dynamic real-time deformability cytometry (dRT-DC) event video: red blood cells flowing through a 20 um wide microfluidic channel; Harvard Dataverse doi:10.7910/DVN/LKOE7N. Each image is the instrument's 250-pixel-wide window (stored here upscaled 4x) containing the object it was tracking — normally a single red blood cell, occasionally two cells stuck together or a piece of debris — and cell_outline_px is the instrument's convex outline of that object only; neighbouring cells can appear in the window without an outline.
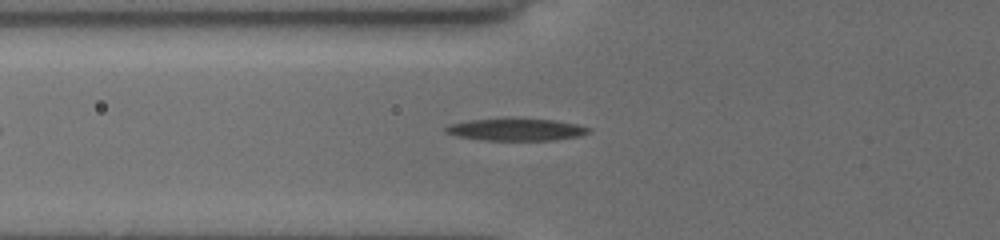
{"species": "common noctule bat (a hibernating species)", "species_latin": "Nyctalus noctula", "temperature_condition": "cold", "stored_images_in_passage": 39, "camera_frame_rate_fps": 3000, "um_per_image_px": 0.085, "animal": {"sex": "female", "body_mass_g": 19.5, "forearm_length_mm": 54.1}, "frame": {"image": 1, "passage_image": 8, "time_ms": 2.333, "image_size_px": [1000, 240], "cell_outline_px": [[592, 128], [588, 132], [580, 136], [548, 140], [480, 140], [456, 136], [444, 132], [444, 128], [448, 124], [468, 120], [552, 120], [576, 124]], "centroid_in_image_um": [43.81, 11.04], "position_along_channel_um": 82.0, "area_um2": 17.92}}
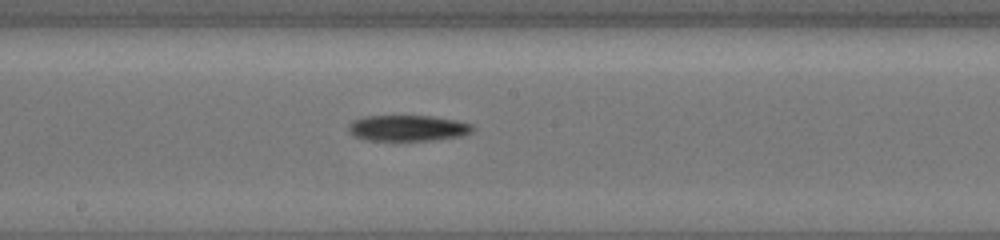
{"frame": {"image": 2, "passage_image": 18, "time_ms": 5.667, "image_size_px": [1000, 240], "cell_outline_px": [[472, 132], [460, 136], [428, 140], [364, 140], [352, 136], [348, 132], [348, 124], [352, 120], [364, 116], [432, 116], [456, 120], [472, 124]], "centroid_in_image_um": [34.58, 10.88], "position_along_channel_um": 213.6, "area_um2": 18.79}}
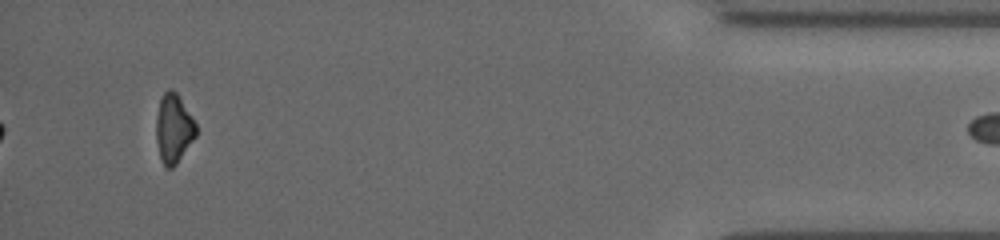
{"frame": {"image": 3, "passage_image": 38, "time_ms": 12.333, "image_size_px": [1000, 240], "cell_outline_px": [[196, 136], [176, 164], [172, 168], [164, 168], [160, 160], [156, 140], [156, 116], [160, 96], [168, 88], [172, 88], [176, 92], [196, 124]], "centroid_in_image_um": [14.72, 10.93], "position_along_channel_um": 420.5, "area_um2": 16.13}}